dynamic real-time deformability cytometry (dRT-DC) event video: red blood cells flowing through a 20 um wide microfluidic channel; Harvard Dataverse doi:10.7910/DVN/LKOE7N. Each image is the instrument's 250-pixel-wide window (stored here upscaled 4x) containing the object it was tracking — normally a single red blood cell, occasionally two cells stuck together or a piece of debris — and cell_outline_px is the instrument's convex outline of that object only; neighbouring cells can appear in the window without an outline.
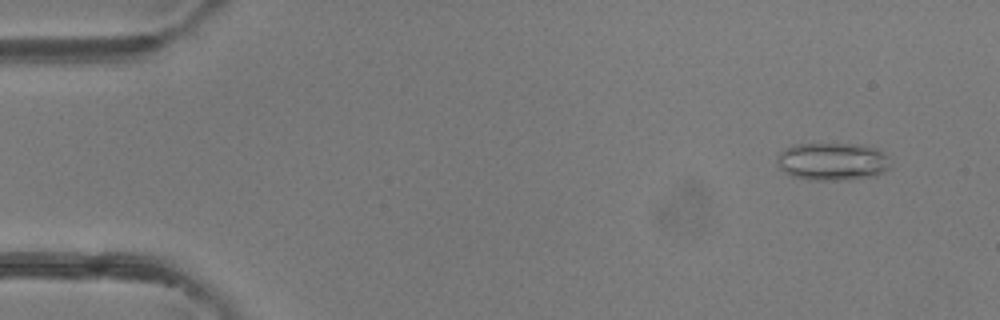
{"species": "common noctule bat (a hibernating species)", "species_latin": "Nyctalus noctula", "temperature_condition": "room temperature", "stored_images_in_passage": 48, "camera_frame_rate_fps": 3000, "um_per_image_px": 0.085, "animal": {"sex": "female"}, "frame": {"image": 1, "passage_image": 4, "time_ms": 1.0, "image_size_px": [1000, 320], "cell_outline_px": [[888, 168], [884, 172], [876, 176], [848, 180], [808, 180], [792, 176], [784, 172], [780, 168], [776, 156], [780, 152], [792, 144], [836, 140], [860, 144], [876, 148], [888, 156]], "centroid_in_image_um": [70.74, 13.67], "position_along_channel_um": 14.3, "area_um2": 26.13}}
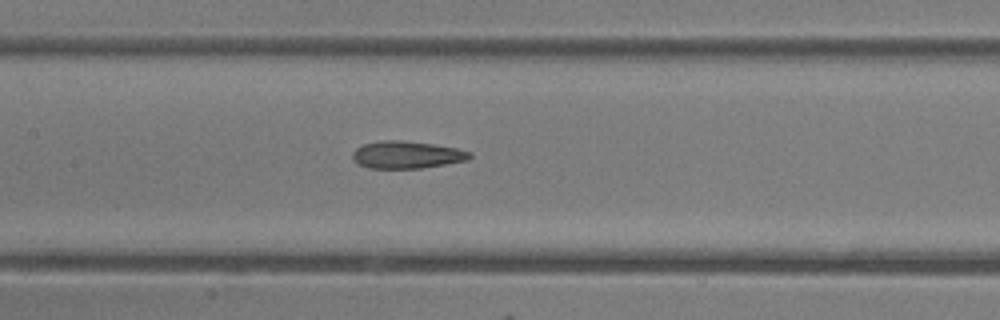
{"frame": {"image": 2, "passage_image": 23, "time_ms": 7.333, "image_size_px": [1000, 320], "cell_outline_px": [[472, 156], [468, 160], [420, 168], [368, 168], [360, 164], [352, 156], [352, 152], [356, 148], [364, 144], [384, 140], [400, 140], [432, 144], [456, 148], [472, 152]], "centroid_in_image_um": [34.59, 13.15], "position_along_channel_um": 172.8, "area_um2": 18.44}}
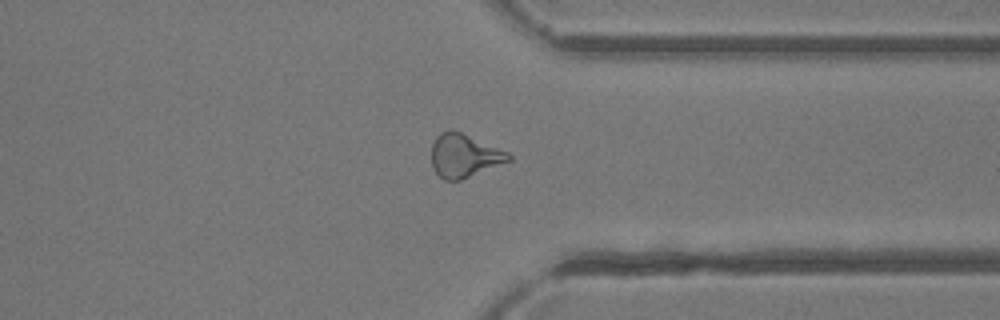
{"frame": {"image": 3, "passage_image": 37, "time_ms": 12.0, "image_size_px": [1000, 320], "cell_outline_px": [[512, 160], [460, 180], [444, 180], [432, 168], [432, 144], [436, 136], [440, 132], [448, 128], [452, 128], [508, 152], [512, 156]], "centroid_in_image_um": [39.44, 13.21], "position_along_channel_um": 372.0, "area_um2": 19.54}, "authors_computed_cell_mechanics": {"area_um2": 19.8832, "velocity_mm_per_s": 4.335, "shape_relaxation_time_tau1_ms": null, "shape_relaxation_time_tau2_ms": 1.2496, "deformation_change_tau1": null, "deformation_change_tau2": 0.0931}}